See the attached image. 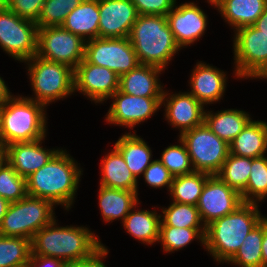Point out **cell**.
Listing matches in <instances>:
<instances>
[{
  "label": "cell",
  "mask_w": 267,
  "mask_h": 267,
  "mask_svg": "<svg viewBox=\"0 0 267 267\" xmlns=\"http://www.w3.org/2000/svg\"><path fill=\"white\" fill-rule=\"evenodd\" d=\"M68 150L61 148L47 164L26 178L27 195L47 199L56 207L71 210L83 168Z\"/></svg>",
  "instance_id": "6da1fadb"
},
{
  "label": "cell",
  "mask_w": 267,
  "mask_h": 267,
  "mask_svg": "<svg viewBox=\"0 0 267 267\" xmlns=\"http://www.w3.org/2000/svg\"><path fill=\"white\" fill-rule=\"evenodd\" d=\"M84 225L59 226L56 218L34 234L31 255L61 259L67 265L89 257L103 243Z\"/></svg>",
  "instance_id": "7a4b0ae2"
},
{
  "label": "cell",
  "mask_w": 267,
  "mask_h": 267,
  "mask_svg": "<svg viewBox=\"0 0 267 267\" xmlns=\"http://www.w3.org/2000/svg\"><path fill=\"white\" fill-rule=\"evenodd\" d=\"M265 217L259 204L243 203L234 212L206 226L204 250L216 263H227L236 254L249 232Z\"/></svg>",
  "instance_id": "3957f363"
},
{
  "label": "cell",
  "mask_w": 267,
  "mask_h": 267,
  "mask_svg": "<svg viewBox=\"0 0 267 267\" xmlns=\"http://www.w3.org/2000/svg\"><path fill=\"white\" fill-rule=\"evenodd\" d=\"M47 107L22 95L0 106V143L5 147L47 137Z\"/></svg>",
  "instance_id": "277c9868"
},
{
  "label": "cell",
  "mask_w": 267,
  "mask_h": 267,
  "mask_svg": "<svg viewBox=\"0 0 267 267\" xmlns=\"http://www.w3.org/2000/svg\"><path fill=\"white\" fill-rule=\"evenodd\" d=\"M128 38L139 64L155 66L164 71L181 50L170 30L166 16L138 15Z\"/></svg>",
  "instance_id": "5b68a950"
},
{
  "label": "cell",
  "mask_w": 267,
  "mask_h": 267,
  "mask_svg": "<svg viewBox=\"0 0 267 267\" xmlns=\"http://www.w3.org/2000/svg\"><path fill=\"white\" fill-rule=\"evenodd\" d=\"M26 64L33 95L25 96L46 107L74 95V69L67 64L52 62L34 55ZM74 93V94H73Z\"/></svg>",
  "instance_id": "8992f818"
},
{
  "label": "cell",
  "mask_w": 267,
  "mask_h": 267,
  "mask_svg": "<svg viewBox=\"0 0 267 267\" xmlns=\"http://www.w3.org/2000/svg\"><path fill=\"white\" fill-rule=\"evenodd\" d=\"M55 207L47 199L30 195L10 203L0 223V235L31 240L35 233L56 218Z\"/></svg>",
  "instance_id": "52a82bcc"
},
{
  "label": "cell",
  "mask_w": 267,
  "mask_h": 267,
  "mask_svg": "<svg viewBox=\"0 0 267 267\" xmlns=\"http://www.w3.org/2000/svg\"><path fill=\"white\" fill-rule=\"evenodd\" d=\"M233 36L234 79L267 80V35L251 25L237 29Z\"/></svg>",
  "instance_id": "ba28073f"
},
{
  "label": "cell",
  "mask_w": 267,
  "mask_h": 267,
  "mask_svg": "<svg viewBox=\"0 0 267 267\" xmlns=\"http://www.w3.org/2000/svg\"><path fill=\"white\" fill-rule=\"evenodd\" d=\"M178 137L187 147L194 171L217 175L230 154L229 144L215 135L205 123Z\"/></svg>",
  "instance_id": "9c48e42d"
},
{
  "label": "cell",
  "mask_w": 267,
  "mask_h": 267,
  "mask_svg": "<svg viewBox=\"0 0 267 267\" xmlns=\"http://www.w3.org/2000/svg\"><path fill=\"white\" fill-rule=\"evenodd\" d=\"M38 26L9 8L0 11V49L23 63L37 53Z\"/></svg>",
  "instance_id": "30bf717a"
},
{
  "label": "cell",
  "mask_w": 267,
  "mask_h": 267,
  "mask_svg": "<svg viewBox=\"0 0 267 267\" xmlns=\"http://www.w3.org/2000/svg\"><path fill=\"white\" fill-rule=\"evenodd\" d=\"M85 44L81 37L62 26H47L38 29L36 56L75 69L84 59Z\"/></svg>",
  "instance_id": "8fae6325"
},
{
  "label": "cell",
  "mask_w": 267,
  "mask_h": 267,
  "mask_svg": "<svg viewBox=\"0 0 267 267\" xmlns=\"http://www.w3.org/2000/svg\"><path fill=\"white\" fill-rule=\"evenodd\" d=\"M84 59L106 67L121 76L139 65L136 52L128 37L91 39L85 44Z\"/></svg>",
  "instance_id": "7c38bea8"
},
{
  "label": "cell",
  "mask_w": 267,
  "mask_h": 267,
  "mask_svg": "<svg viewBox=\"0 0 267 267\" xmlns=\"http://www.w3.org/2000/svg\"><path fill=\"white\" fill-rule=\"evenodd\" d=\"M109 100L112 104L104 117L106 123L128 128L130 133L133 128L142 122H147L159 109L163 108L162 97L134 96L125 94L119 89Z\"/></svg>",
  "instance_id": "4fadbf2b"
},
{
  "label": "cell",
  "mask_w": 267,
  "mask_h": 267,
  "mask_svg": "<svg viewBox=\"0 0 267 267\" xmlns=\"http://www.w3.org/2000/svg\"><path fill=\"white\" fill-rule=\"evenodd\" d=\"M118 76L112 70L88 63L85 59L74 69V92L94 104H104L119 89Z\"/></svg>",
  "instance_id": "5bb4252c"
},
{
  "label": "cell",
  "mask_w": 267,
  "mask_h": 267,
  "mask_svg": "<svg viewBox=\"0 0 267 267\" xmlns=\"http://www.w3.org/2000/svg\"><path fill=\"white\" fill-rule=\"evenodd\" d=\"M243 203L238 191L224 183L218 175H210L200 195L197 209L206 227L214 220L234 212Z\"/></svg>",
  "instance_id": "9a60e30c"
},
{
  "label": "cell",
  "mask_w": 267,
  "mask_h": 267,
  "mask_svg": "<svg viewBox=\"0 0 267 267\" xmlns=\"http://www.w3.org/2000/svg\"><path fill=\"white\" fill-rule=\"evenodd\" d=\"M166 16L170 30L180 49L194 45L205 35L209 24L207 14L196 2H184L177 5Z\"/></svg>",
  "instance_id": "2e32d148"
},
{
  "label": "cell",
  "mask_w": 267,
  "mask_h": 267,
  "mask_svg": "<svg viewBox=\"0 0 267 267\" xmlns=\"http://www.w3.org/2000/svg\"><path fill=\"white\" fill-rule=\"evenodd\" d=\"M162 106L164 119L173 129H179L178 136L204 123L205 106L188 91L174 93L164 89Z\"/></svg>",
  "instance_id": "e0dca14e"
},
{
  "label": "cell",
  "mask_w": 267,
  "mask_h": 267,
  "mask_svg": "<svg viewBox=\"0 0 267 267\" xmlns=\"http://www.w3.org/2000/svg\"><path fill=\"white\" fill-rule=\"evenodd\" d=\"M100 38L129 37L138 13L131 0H98Z\"/></svg>",
  "instance_id": "ac0fdd59"
},
{
  "label": "cell",
  "mask_w": 267,
  "mask_h": 267,
  "mask_svg": "<svg viewBox=\"0 0 267 267\" xmlns=\"http://www.w3.org/2000/svg\"><path fill=\"white\" fill-rule=\"evenodd\" d=\"M190 73L188 80L190 91H187L199 102L207 107L223 100L228 85L225 71L198 60Z\"/></svg>",
  "instance_id": "d6986e66"
},
{
  "label": "cell",
  "mask_w": 267,
  "mask_h": 267,
  "mask_svg": "<svg viewBox=\"0 0 267 267\" xmlns=\"http://www.w3.org/2000/svg\"><path fill=\"white\" fill-rule=\"evenodd\" d=\"M46 137L31 142H18L6 146V161L22 177L27 178L32 173L47 164L61 148H45Z\"/></svg>",
  "instance_id": "ffe728a7"
},
{
  "label": "cell",
  "mask_w": 267,
  "mask_h": 267,
  "mask_svg": "<svg viewBox=\"0 0 267 267\" xmlns=\"http://www.w3.org/2000/svg\"><path fill=\"white\" fill-rule=\"evenodd\" d=\"M164 72L155 66L139 64L135 69L120 76L119 90L134 96L163 97L165 86L159 77Z\"/></svg>",
  "instance_id": "44dd1931"
},
{
  "label": "cell",
  "mask_w": 267,
  "mask_h": 267,
  "mask_svg": "<svg viewBox=\"0 0 267 267\" xmlns=\"http://www.w3.org/2000/svg\"><path fill=\"white\" fill-rule=\"evenodd\" d=\"M210 6L216 8L235 32L245 26H251L262 15L267 6V0H206Z\"/></svg>",
  "instance_id": "7402d4cb"
},
{
  "label": "cell",
  "mask_w": 267,
  "mask_h": 267,
  "mask_svg": "<svg viewBox=\"0 0 267 267\" xmlns=\"http://www.w3.org/2000/svg\"><path fill=\"white\" fill-rule=\"evenodd\" d=\"M100 167V186L137 191L139 196V180L131 173L125 163L124 157L113 145V149L103 156Z\"/></svg>",
  "instance_id": "603a6c76"
},
{
  "label": "cell",
  "mask_w": 267,
  "mask_h": 267,
  "mask_svg": "<svg viewBox=\"0 0 267 267\" xmlns=\"http://www.w3.org/2000/svg\"><path fill=\"white\" fill-rule=\"evenodd\" d=\"M137 203L134 208L125 217L122 224L125 232L131 235L135 240L147 246L154 245L159 240V231L161 223V214L157 212L160 207H153L152 210L141 209ZM140 208V209H139Z\"/></svg>",
  "instance_id": "cb8c5ba5"
},
{
  "label": "cell",
  "mask_w": 267,
  "mask_h": 267,
  "mask_svg": "<svg viewBox=\"0 0 267 267\" xmlns=\"http://www.w3.org/2000/svg\"><path fill=\"white\" fill-rule=\"evenodd\" d=\"M98 206L103 222L112 223L120 220L121 223L134 206L140 202L137 191L108 188H98Z\"/></svg>",
  "instance_id": "d4e9b609"
},
{
  "label": "cell",
  "mask_w": 267,
  "mask_h": 267,
  "mask_svg": "<svg viewBox=\"0 0 267 267\" xmlns=\"http://www.w3.org/2000/svg\"><path fill=\"white\" fill-rule=\"evenodd\" d=\"M132 131L131 133L126 131L122 134L114 146L124 157L131 173L137 180H140L146 168L153 161V155L150 145L141 136L136 134L137 130L133 129Z\"/></svg>",
  "instance_id": "484cf974"
},
{
  "label": "cell",
  "mask_w": 267,
  "mask_h": 267,
  "mask_svg": "<svg viewBox=\"0 0 267 267\" xmlns=\"http://www.w3.org/2000/svg\"><path fill=\"white\" fill-rule=\"evenodd\" d=\"M251 119L252 116L248 111L237 108L217 110L216 112L206 109L204 114V123L207 127L228 144L233 141Z\"/></svg>",
  "instance_id": "4316f807"
},
{
  "label": "cell",
  "mask_w": 267,
  "mask_h": 267,
  "mask_svg": "<svg viewBox=\"0 0 267 267\" xmlns=\"http://www.w3.org/2000/svg\"><path fill=\"white\" fill-rule=\"evenodd\" d=\"M229 147L230 154L239 157L257 158L266 155L267 122L252 118Z\"/></svg>",
  "instance_id": "83f0119b"
},
{
  "label": "cell",
  "mask_w": 267,
  "mask_h": 267,
  "mask_svg": "<svg viewBox=\"0 0 267 267\" xmlns=\"http://www.w3.org/2000/svg\"><path fill=\"white\" fill-rule=\"evenodd\" d=\"M99 16L98 0H83L61 26L87 42L98 37Z\"/></svg>",
  "instance_id": "f1b7e54d"
},
{
  "label": "cell",
  "mask_w": 267,
  "mask_h": 267,
  "mask_svg": "<svg viewBox=\"0 0 267 267\" xmlns=\"http://www.w3.org/2000/svg\"><path fill=\"white\" fill-rule=\"evenodd\" d=\"M210 174L194 171L173 177L168 195L172 202L197 206L204 185Z\"/></svg>",
  "instance_id": "f546056e"
},
{
  "label": "cell",
  "mask_w": 267,
  "mask_h": 267,
  "mask_svg": "<svg viewBox=\"0 0 267 267\" xmlns=\"http://www.w3.org/2000/svg\"><path fill=\"white\" fill-rule=\"evenodd\" d=\"M205 232L206 228L160 226L158 243L167 254L180 251L195 240L204 248Z\"/></svg>",
  "instance_id": "4dcf8cb0"
},
{
  "label": "cell",
  "mask_w": 267,
  "mask_h": 267,
  "mask_svg": "<svg viewBox=\"0 0 267 267\" xmlns=\"http://www.w3.org/2000/svg\"><path fill=\"white\" fill-rule=\"evenodd\" d=\"M262 240L263 220L249 232L227 264L237 267H262Z\"/></svg>",
  "instance_id": "1f68e13d"
},
{
  "label": "cell",
  "mask_w": 267,
  "mask_h": 267,
  "mask_svg": "<svg viewBox=\"0 0 267 267\" xmlns=\"http://www.w3.org/2000/svg\"><path fill=\"white\" fill-rule=\"evenodd\" d=\"M161 209L160 226L181 228H206L203 224L197 206L171 202Z\"/></svg>",
  "instance_id": "d6a6232c"
},
{
  "label": "cell",
  "mask_w": 267,
  "mask_h": 267,
  "mask_svg": "<svg viewBox=\"0 0 267 267\" xmlns=\"http://www.w3.org/2000/svg\"><path fill=\"white\" fill-rule=\"evenodd\" d=\"M244 203L264 202L267 199V156L251 158V171L246 189L241 193Z\"/></svg>",
  "instance_id": "836d02e7"
},
{
  "label": "cell",
  "mask_w": 267,
  "mask_h": 267,
  "mask_svg": "<svg viewBox=\"0 0 267 267\" xmlns=\"http://www.w3.org/2000/svg\"><path fill=\"white\" fill-rule=\"evenodd\" d=\"M31 254V240L0 235V267H26Z\"/></svg>",
  "instance_id": "e575fe53"
},
{
  "label": "cell",
  "mask_w": 267,
  "mask_h": 267,
  "mask_svg": "<svg viewBox=\"0 0 267 267\" xmlns=\"http://www.w3.org/2000/svg\"><path fill=\"white\" fill-rule=\"evenodd\" d=\"M251 171V158L229 154L218 177L240 194L246 189Z\"/></svg>",
  "instance_id": "d590c367"
},
{
  "label": "cell",
  "mask_w": 267,
  "mask_h": 267,
  "mask_svg": "<svg viewBox=\"0 0 267 267\" xmlns=\"http://www.w3.org/2000/svg\"><path fill=\"white\" fill-rule=\"evenodd\" d=\"M177 141L179 144H171L170 146L168 145L167 148L165 147L159 158L173 177L194 172L185 143L180 137Z\"/></svg>",
  "instance_id": "8d00e7d4"
},
{
  "label": "cell",
  "mask_w": 267,
  "mask_h": 267,
  "mask_svg": "<svg viewBox=\"0 0 267 267\" xmlns=\"http://www.w3.org/2000/svg\"><path fill=\"white\" fill-rule=\"evenodd\" d=\"M27 196L26 178L20 176L7 162L0 167V197L9 203Z\"/></svg>",
  "instance_id": "74e56055"
},
{
  "label": "cell",
  "mask_w": 267,
  "mask_h": 267,
  "mask_svg": "<svg viewBox=\"0 0 267 267\" xmlns=\"http://www.w3.org/2000/svg\"><path fill=\"white\" fill-rule=\"evenodd\" d=\"M83 0H45L38 20V28L61 26L67 15Z\"/></svg>",
  "instance_id": "f35d334b"
},
{
  "label": "cell",
  "mask_w": 267,
  "mask_h": 267,
  "mask_svg": "<svg viewBox=\"0 0 267 267\" xmlns=\"http://www.w3.org/2000/svg\"><path fill=\"white\" fill-rule=\"evenodd\" d=\"M143 180L152 188H167L169 192L173 176L159 159H154L143 173Z\"/></svg>",
  "instance_id": "ab89813d"
},
{
  "label": "cell",
  "mask_w": 267,
  "mask_h": 267,
  "mask_svg": "<svg viewBox=\"0 0 267 267\" xmlns=\"http://www.w3.org/2000/svg\"><path fill=\"white\" fill-rule=\"evenodd\" d=\"M138 15L167 16L178 0H131Z\"/></svg>",
  "instance_id": "60d3db41"
},
{
  "label": "cell",
  "mask_w": 267,
  "mask_h": 267,
  "mask_svg": "<svg viewBox=\"0 0 267 267\" xmlns=\"http://www.w3.org/2000/svg\"><path fill=\"white\" fill-rule=\"evenodd\" d=\"M45 0H8V8L19 17L36 22Z\"/></svg>",
  "instance_id": "b9f144b4"
},
{
  "label": "cell",
  "mask_w": 267,
  "mask_h": 267,
  "mask_svg": "<svg viewBox=\"0 0 267 267\" xmlns=\"http://www.w3.org/2000/svg\"><path fill=\"white\" fill-rule=\"evenodd\" d=\"M108 253V248L102 244L89 257L68 264L67 267H107L104 260L108 256Z\"/></svg>",
  "instance_id": "7bdbcfd3"
},
{
  "label": "cell",
  "mask_w": 267,
  "mask_h": 267,
  "mask_svg": "<svg viewBox=\"0 0 267 267\" xmlns=\"http://www.w3.org/2000/svg\"><path fill=\"white\" fill-rule=\"evenodd\" d=\"M26 267H67V264L61 259L47 256H32Z\"/></svg>",
  "instance_id": "ee69618b"
},
{
  "label": "cell",
  "mask_w": 267,
  "mask_h": 267,
  "mask_svg": "<svg viewBox=\"0 0 267 267\" xmlns=\"http://www.w3.org/2000/svg\"><path fill=\"white\" fill-rule=\"evenodd\" d=\"M262 267H267V216L263 219Z\"/></svg>",
  "instance_id": "f6af8a7d"
},
{
  "label": "cell",
  "mask_w": 267,
  "mask_h": 267,
  "mask_svg": "<svg viewBox=\"0 0 267 267\" xmlns=\"http://www.w3.org/2000/svg\"><path fill=\"white\" fill-rule=\"evenodd\" d=\"M8 88L5 80L0 76V106L13 95L10 88Z\"/></svg>",
  "instance_id": "bcb514c9"
},
{
  "label": "cell",
  "mask_w": 267,
  "mask_h": 267,
  "mask_svg": "<svg viewBox=\"0 0 267 267\" xmlns=\"http://www.w3.org/2000/svg\"><path fill=\"white\" fill-rule=\"evenodd\" d=\"M253 26L257 30L261 31V33L267 35V6L263 11L262 15L255 21Z\"/></svg>",
  "instance_id": "7dc6e473"
},
{
  "label": "cell",
  "mask_w": 267,
  "mask_h": 267,
  "mask_svg": "<svg viewBox=\"0 0 267 267\" xmlns=\"http://www.w3.org/2000/svg\"><path fill=\"white\" fill-rule=\"evenodd\" d=\"M9 204L10 203L7 200L0 197V223L4 215L6 214Z\"/></svg>",
  "instance_id": "c3c4849f"
},
{
  "label": "cell",
  "mask_w": 267,
  "mask_h": 267,
  "mask_svg": "<svg viewBox=\"0 0 267 267\" xmlns=\"http://www.w3.org/2000/svg\"><path fill=\"white\" fill-rule=\"evenodd\" d=\"M6 161V147L0 143V167L5 163Z\"/></svg>",
  "instance_id": "681fc988"
},
{
  "label": "cell",
  "mask_w": 267,
  "mask_h": 267,
  "mask_svg": "<svg viewBox=\"0 0 267 267\" xmlns=\"http://www.w3.org/2000/svg\"><path fill=\"white\" fill-rule=\"evenodd\" d=\"M8 8V0H0V11Z\"/></svg>",
  "instance_id": "f907efd6"
}]
</instances>
